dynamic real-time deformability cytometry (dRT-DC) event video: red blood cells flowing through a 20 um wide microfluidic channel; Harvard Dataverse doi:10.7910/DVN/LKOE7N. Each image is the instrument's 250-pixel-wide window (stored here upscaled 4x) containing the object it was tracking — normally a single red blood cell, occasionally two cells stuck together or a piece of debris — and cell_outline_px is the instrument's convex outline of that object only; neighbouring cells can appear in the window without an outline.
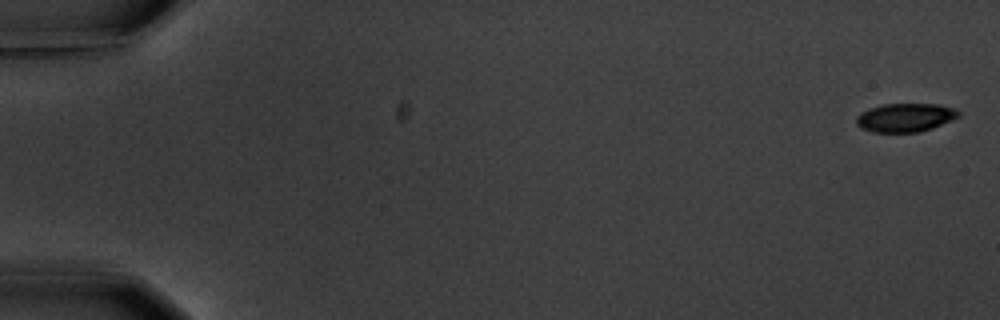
{"species": "common noctule bat (a hibernating species)", "species_latin": "Nyctalus noctula", "temperature_condition": "warm", "stored_images_in_passage": 7, "camera_frame_rate_fps": 3000, "um_per_image_px": 0.085, "animal": {"sex": "male", "body_mass_g": 20.1, "forearm_length_mm": 53.5}, "frame": {"image": 1, "passage_image": 1, "time_ms": 0.0, "image_size_px": [1000, 320], "cell_outline_px": [[960, 116], [932, 128], [920, 132], [872, 132], [860, 128], [856, 124], [856, 116], [860, 112], [868, 108], [884, 104], [940, 104], [956, 108], [960, 112]], "centroid_in_image_um": [76.93, 9.98], "position_along_channel_um": 8.1, "area_um2": 17.22}}
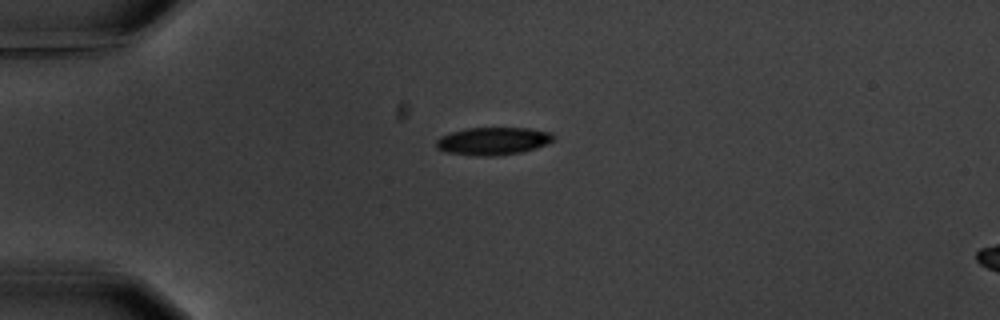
{"frame": {"image": 2, "passage_image": 5, "time_ms": 4.667, "image_size_px": [1000, 320], "cell_outline_px": [[556, 140], [536, 148], [520, 152], [496, 156], [476, 156], [444, 152], [436, 148], [436, 140], [440, 136], [464, 128], [528, 128], [552, 132], [556, 136]], "centroid_in_image_um": [41.92, 11.99], "position_along_channel_um": 43.1, "area_um2": 19.19}}
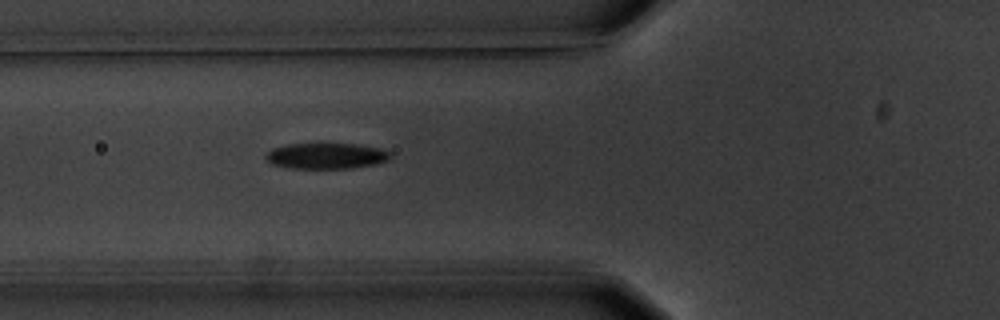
{"frame": {"image": 3, "passage_image": 7, "time_ms": 7.0, "image_size_px": [1000, 320], "cell_outline_px": [[392, 156], [388, 160], [376, 164], [348, 168], [292, 168], [272, 164], [264, 156], [272, 148], [284, 144], [320, 140], [356, 144], [380, 148], [388, 152]], "centroid_in_image_um": [27.69, 13.19], "position_along_channel_um": 98.1, "area_um2": 19.65}}